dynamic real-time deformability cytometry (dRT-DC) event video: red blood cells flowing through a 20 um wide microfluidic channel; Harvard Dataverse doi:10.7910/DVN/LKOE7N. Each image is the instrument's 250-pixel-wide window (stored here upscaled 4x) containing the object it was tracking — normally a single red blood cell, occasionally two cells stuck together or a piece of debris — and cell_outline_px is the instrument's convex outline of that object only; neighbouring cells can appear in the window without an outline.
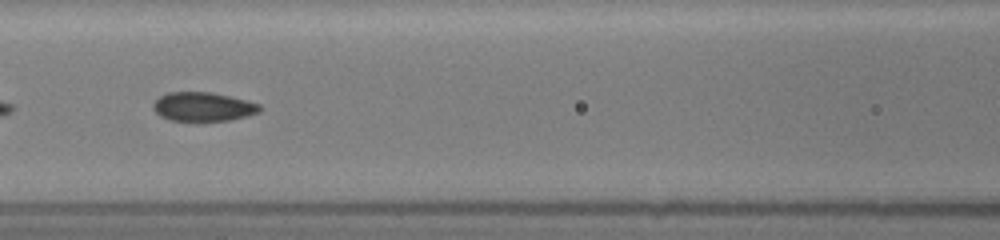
{"species": "common noctule bat (a hibernating species)", "species_latin": "Nyctalus noctula", "temperature_condition": "room temperature", "stored_images_in_passage": 54, "segment_of_instrument_passage": [2, 2], "camera_frame_rate_fps": 3000, "um_per_image_px": 0.085, "animal": {"sex": "female", "body_mass_g": 19.5, "forearm_length_mm": 54.1}, "frame": {"image": 1, "passage_image": 26, "time_ms": 8.333, "image_size_px": [1000, 240], "cell_outline_px": [[260, 112], [248, 116], [228, 120], [196, 124], [168, 120], [160, 116], [152, 108], [152, 104], [160, 96], [168, 92], [212, 92], [260, 104]], "centroid_in_image_um": [17.21, 9.12], "position_along_channel_um": 149.4, "area_um2": 18.67}}
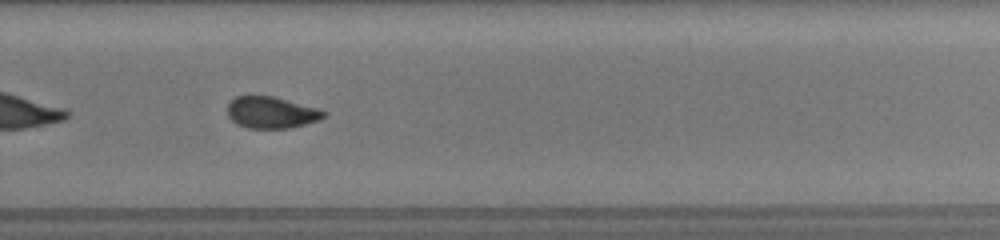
{"frame": {"image": 2, "passage_image": 38, "time_ms": 12.333, "image_size_px": [1000, 240], "cell_outline_px": [[328, 112], [320, 120], [288, 128], [248, 128], [236, 124], [228, 116], [228, 104], [236, 96], [248, 92], [272, 96], [320, 108]], "centroid_in_image_um": [23.04, 9.52], "position_along_channel_um": 306.8, "area_um2": 18.26}}
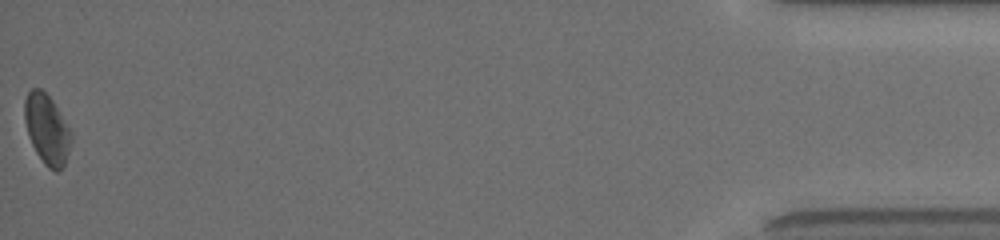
{"frame": {"image": 3, "passage_image": 54, "time_ms": 17.667, "image_size_px": [1000, 240], "cell_outline_px": [[72, 140], [64, 164], [60, 172], [56, 172], [48, 168], [44, 164], [36, 152], [28, 136], [24, 120], [24, 100], [28, 92], [32, 88], [40, 88], [52, 100], [72, 132]], "centroid_in_image_um": [3.98, 11.0], "position_along_channel_um": 431.2, "area_um2": 19.02}}